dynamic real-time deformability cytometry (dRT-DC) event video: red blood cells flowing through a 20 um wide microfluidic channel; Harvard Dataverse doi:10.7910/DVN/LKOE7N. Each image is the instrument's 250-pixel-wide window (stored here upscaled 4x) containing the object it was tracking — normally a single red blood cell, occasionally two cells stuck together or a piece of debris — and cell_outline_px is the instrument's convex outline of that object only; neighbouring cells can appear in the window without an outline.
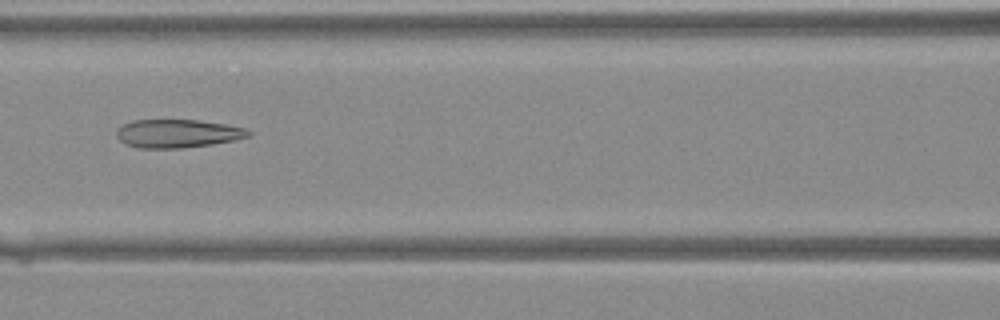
{"species": "Egyptian fruit bat (a non-hibernating species)", "species_latin": "Rousettus aegyptiacus", "temperature_condition": "warm", "stored_images_in_passage": 37, "camera_frame_rate_fps": 3000, "um_per_image_px": 0.085, "animal": {"sex": "female"}, "frame": {"image": 1, "passage_image": 17, "time_ms": 5.333, "image_size_px": [1000, 320], "cell_outline_px": [[252, 136], [236, 140], [212, 144], [180, 148], [140, 148], [128, 144], [120, 140], [116, 136], [116, 132], [124, 124], [132, 120], [196, 120], [224, 124], [244, 128], [252, 132]], "centroid_in_image_um": [15.13, 11.35], "position_along_channel_um": 151.5, "area_um2": 21.62}}
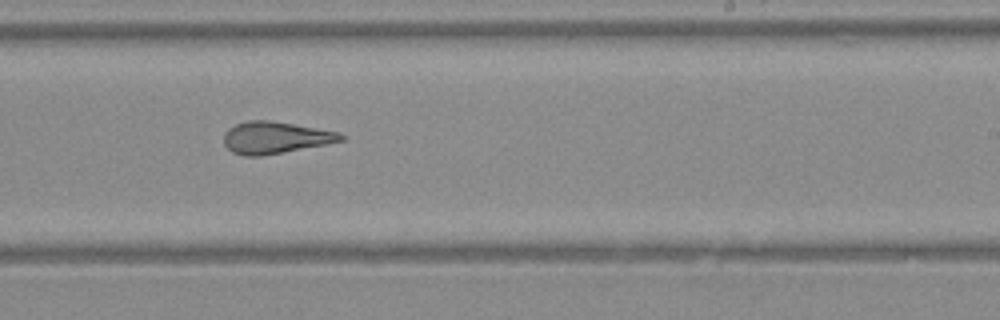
{"frame": {"image": 2, "passage_image": 24, "time_ms": 7.667, "image_size_px": [1000, 320], "cell_outline_px": [[344, 140], [328, 144], [260, 156], [244, 156], [232, 152], [224, 144], [224, 132], [228, 128], [236, 124], [248, 120], [268, 120], [340, 132], [344, 136]], "centroid_in_image_um": [23.38, 11.7], "position_along_channel_um": 265.6, "area_um2": 21.68}}
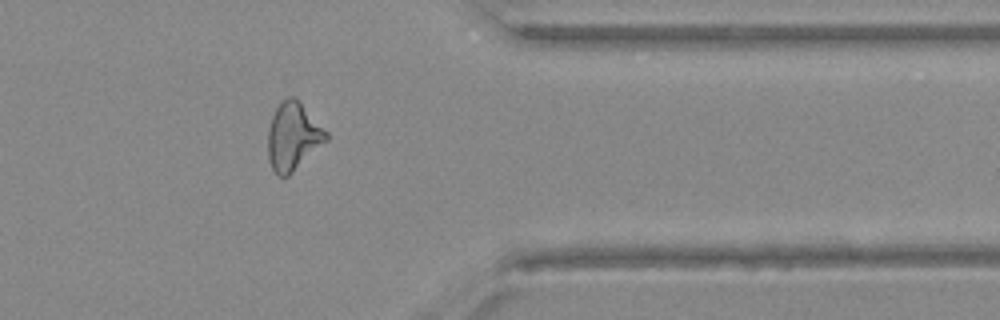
{"frame": {"image": 3, "passage_image": 32, "time_ms": 10.333, "image_size_px": [1000, 320], "cell_outline_px": [[328, 140], [288, 176], [280, 176], [272, 168], [268, 160], [268, 128], [272, 116], [280, 100], [288, 96], [296, 96], [300, 100], [328, 132]], "centroid_in_image_um": [24.92, 11.55], "position_along_channel_um": 386.5, "area_um2": 23.24}}